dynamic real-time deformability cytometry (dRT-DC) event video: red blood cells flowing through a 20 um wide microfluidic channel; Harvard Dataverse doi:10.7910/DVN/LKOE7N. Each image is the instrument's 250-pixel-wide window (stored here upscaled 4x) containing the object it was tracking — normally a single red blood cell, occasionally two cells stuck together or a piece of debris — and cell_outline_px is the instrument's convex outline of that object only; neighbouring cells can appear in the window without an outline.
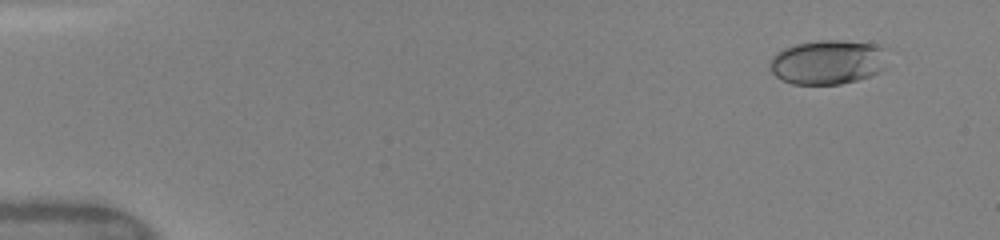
{"species": "human", "species_latin": "Homo sapiens", "temperature_condition": "warm", "stored_images_in_passage": 38, "camera_frame_rate_fps": 3000, "um_per_image_px": 0.085, "donor": {"sex": "female"}, "frame": {"image": 1, "passage_image": 2, "time_ms": 1.0, "image_size_px": [1000, 240], "cell_outline_px": [[884, 68], [880, 72], [856, 80], [840, 84], [792, 84], [776, 76], [768, 68], [768, 64], [772, 56], [776, 52], [784, 48], [796, 44], [816, 40], [840, 40], [880, 44], [884, 48]], "centroid_in_image_um": [70.33, 5.27], "position_along_channel_um": 14.7, "area_um2": 30.58}}
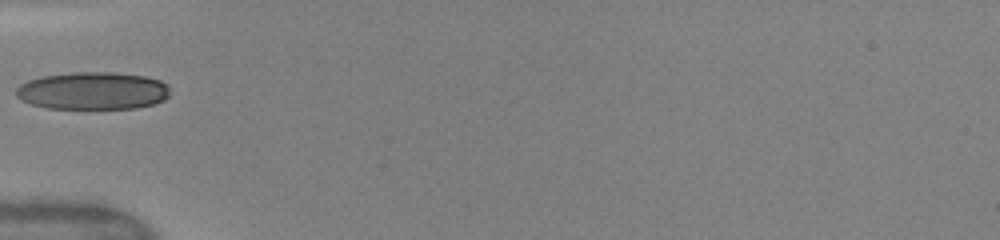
{"frame": {"image": 2, "passage_image": 9, "time_ms": 5.667, "image_size_px": [1000, 240], "cell_outline_px": [[168, 96], [164, 100], [152, 104], [136, 108], [48, 108], [32, 104], [20, 100], [16, 96], [16, 88], [20, 84], [28, 80], [44, 76], [72, 72], [112, 72], [148, 76], [160, 80], [168, 84]], "centroid_in_image_um": [7.89, 7.71], "position_along_channel_um": 77.1, "area_um2": 33.76}}
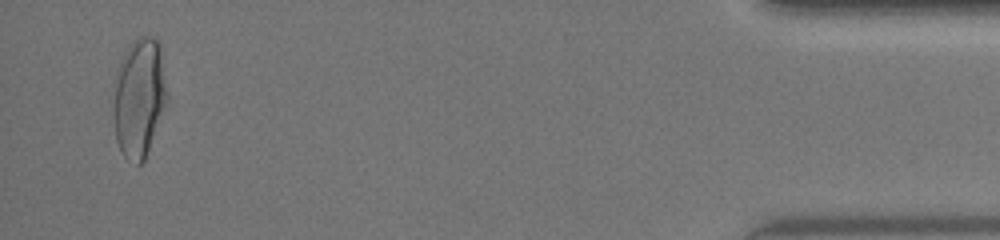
{"frame": {"image": 3, "passage_image": 38, "time_ms": 15.667, "image_size_px": [1000, 240], "cell_outline_px": [[168, 100], [144, 160], [140, 164], [136, 164], [128, 160], [120, 152], [116, 140], [112, 116], [112, 104], [120, 60], [124, 52], [132, 40], [136, 36], [152, 36], [160, 40], [168, 96]], "centroid_in_image_um": [11.83, 8.27], "position_along_channel_um": 423.4, "area_um2": 37.86}, "authors_computed_cell_mechanics": {"area_um2": 31.79, "velocity_mm_per_s": 4.1544, "shape_relaxation_time_tau1_ms": 7.4422, "shape_relaxation_time_tau2_ms": null, "deformation_change_tau1": 0.2769, "deformation_change_tau2": null}}